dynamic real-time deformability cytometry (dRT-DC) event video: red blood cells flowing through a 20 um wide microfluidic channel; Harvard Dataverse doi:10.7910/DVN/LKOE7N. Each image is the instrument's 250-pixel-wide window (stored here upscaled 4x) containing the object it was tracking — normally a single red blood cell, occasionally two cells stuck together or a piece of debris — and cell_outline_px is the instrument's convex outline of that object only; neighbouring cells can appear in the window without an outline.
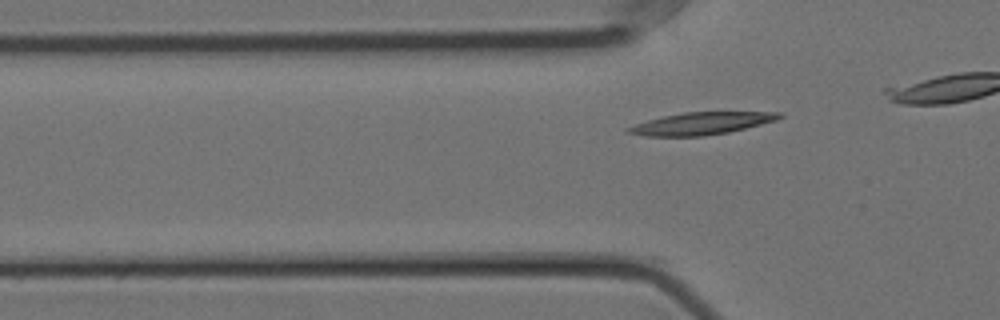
{"species": "Egyptian fruit bat (a non-hibernating species)", "species_latin": "Rousettus aegyptiacus", "temperature_condition": "cold", "stored_images_in_passage": 8, "camera_frame_rate_fps": 3000, "um_per_image_px": 0.085, "animal": {"sex": "female"}, "frame": {"image": 1, "passage_image": 2, "time_ms": 0.333, "image_size_px": [1000, 320], "cell_outline_px": [[784, 116], [776, 120], [728, 132], [704, 136], [644, 136], [628, 132], [624, 128], [648, 120], [664, 116], [684, 112], [784, 112]], "centroid_in_image_um": [59.62, 10.49], "position_along_channel_um": 66.2, "area_um2": 19.42}}
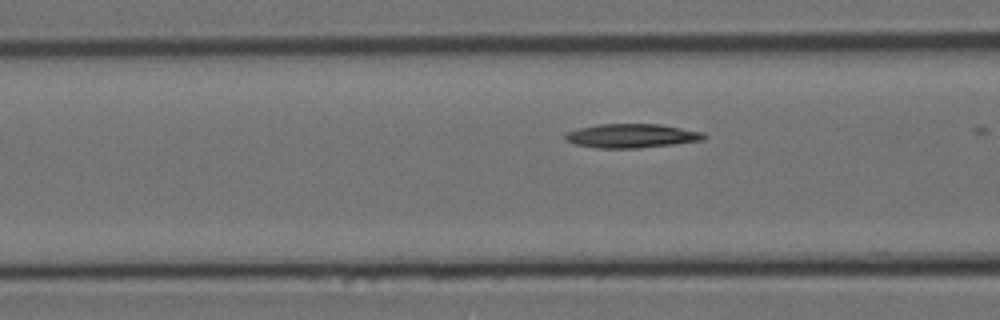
{"frame": {"image": 2, "passage_image": 6, "time_ms": 1.667, "image_size_px": [1000, 320], "cell_outline_px": [[708, 136], [704, 140], [672, 144], [636, 148], [596, 148], [576, 144], [564, 140], [564, 136], [568, 132], [580, 128], [596, 124], [660, 124], [704, 132]], "centroid_in_image_um": [53.71, 11.54], "position_along_channel_um": 112.9, "area_um2": 19.36}}